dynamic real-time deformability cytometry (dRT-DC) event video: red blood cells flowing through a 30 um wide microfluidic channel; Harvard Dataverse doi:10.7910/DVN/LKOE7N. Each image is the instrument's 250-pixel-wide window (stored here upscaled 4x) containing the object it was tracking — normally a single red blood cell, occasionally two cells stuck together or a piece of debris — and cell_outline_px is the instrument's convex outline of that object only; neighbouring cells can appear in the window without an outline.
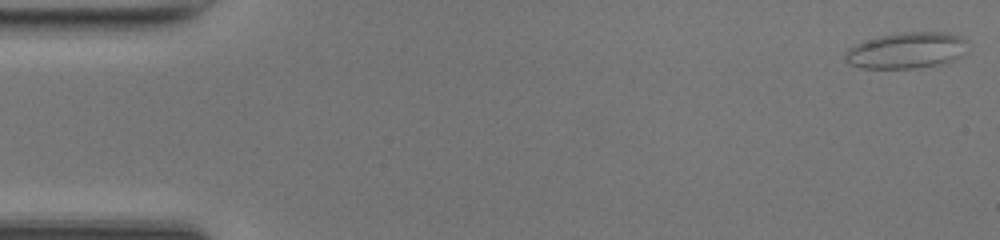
{"species": "common noctule bat (a hibernating species)", "species_latin": "Nyctalus noctula", "temperature_condition": "room temperature", "stored_images_in_passage": 49, "camera_frame_rate_fps": 3000, "um_per_image_px": 0.085, "animal": {"sex": "female", "body_mass_g": 17.0, "forearm_length_mm": 48.0}, "frame": {"image": 1, "passage_image": 1, "time_ms": 0.0, "image_size_px": [1000, 240], "cell_outline_px": [[968, 40], [960, 56], [956, 60], [948, 64], [916, 68], [860, 68], [848, 64], [844, 60], [844, 56], [848, 48], [856, 44], [868, 40], [884, 36], [904, 32], [944, 32], [960, 36]], "centroid_in_image_um": [77.07, 4.31], "position_along_channel_um": 7.9, "area_um2": 25.84}}
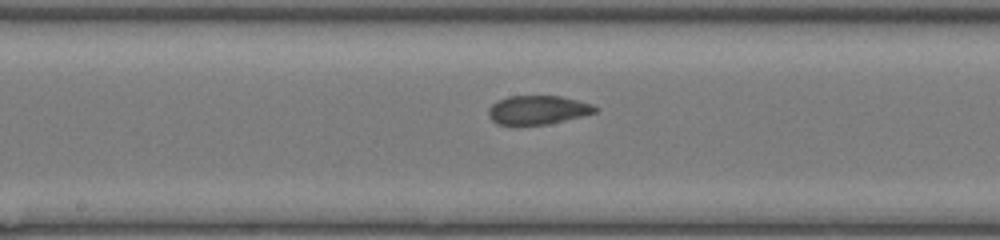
{"frame": {"image": 2, "passage_image": 25, "time_ms": 8.0, "image_size_px": [1000, 240], "cell_outline_px": [[596, 112], [548, 124], [500, 124], [492, 120], [488, 116], [488, 108], [492, 104], [508, 96], [560, 96], [592, 104], [596, 108]], "centroid_in_image_um": [45.68, 9.33], "position_along_channel_um": 202.5, "area_um2": 17.51}}
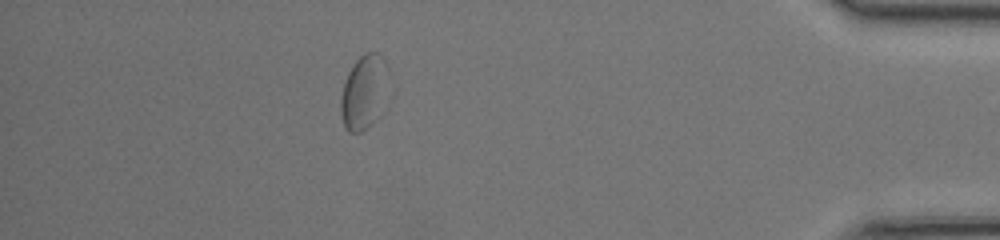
{"frame": {"image": 3, "passage_image": 43, "time_ms": 14.0, "image_size_px": [1000, 240], "cell_outline_px": [[388, 72], [376, 116], [372, 124], [360, 132], [348, 132], [344, 128], [340, 112], [340, 100], [344, 80], [352, 64], [364, 52], [380, 52], [388, 68]], "centroid_in_image_um": [30.85, 7.78], "position_along_channel_um": 404.4, "area_um2": 20.11}, "authors_computed_cell_mechanics": {"area_um2": 18.9584, "velocity_mm_per_s": 4.2232, "shape_relaxation_time_tau1_ms": null, "shape_relaxation_time_tau2_ms": 1.9627, "deformation_change_tau1": null, "deformation_change_tau2": 0.0651}}